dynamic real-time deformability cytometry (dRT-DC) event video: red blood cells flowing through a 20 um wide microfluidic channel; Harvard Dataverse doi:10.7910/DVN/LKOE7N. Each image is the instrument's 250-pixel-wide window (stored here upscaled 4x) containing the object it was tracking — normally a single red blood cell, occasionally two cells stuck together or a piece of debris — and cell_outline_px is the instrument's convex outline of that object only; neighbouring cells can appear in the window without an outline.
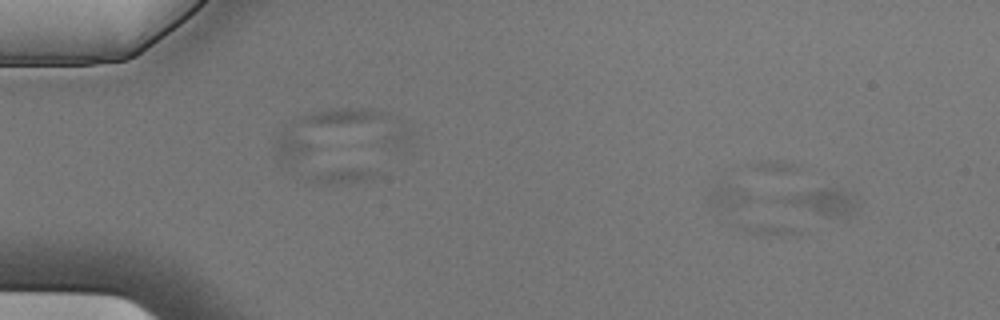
{"species": "Egyptian fruit bat (a non-hibernating species)", "species_latin": "Rousettus aegyptiacus", "temperature_condition": "cold", "stored_images_in_passage": 5, "camera_frame_rate_fps": 3000, "um_per_image_px": 0.085, "animal": {"sex": "male"}, "frame": {"image": 1, "passage_image": 2, "time_ms": 0.333, "image_size_px": [1000, 320], "cell_outline_px": [[856, 208], [844, 216], [836, 216], [784, 204], [772, 200], [780, 196], [824, 188], [840, 188], [852, 192], [856, 196]], "centroid_in_image_um": [69.91, 17.08], "position_along_channel_um": 15.1, "area_um2": 10.98}}